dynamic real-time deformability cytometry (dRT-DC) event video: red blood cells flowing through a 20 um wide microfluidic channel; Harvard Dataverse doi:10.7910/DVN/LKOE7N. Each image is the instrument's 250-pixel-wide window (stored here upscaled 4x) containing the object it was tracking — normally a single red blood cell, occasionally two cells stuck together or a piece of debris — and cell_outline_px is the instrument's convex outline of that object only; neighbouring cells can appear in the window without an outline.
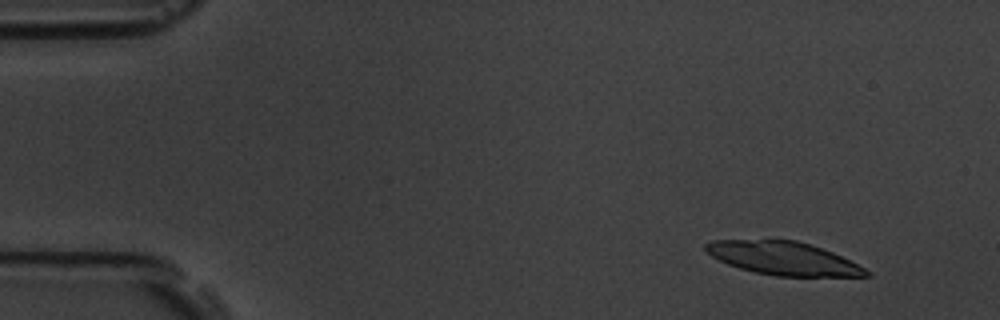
{"species": "common noctule bat (a hibernating species)", "species_latin": "Nyctalus noctula", "temperature_condition": "room temperature", "stored_images_in_passage": 6, "segment_of_instrument_passage": [1, 2], "camera_frame_rate_fps": 3000, "um_per_image_px": 0.085, "animal": {"sex": "male", "body_mass_g": 19.5, "forearm_length_mm": 54.6}, "frame": {"image": 1, "passage_image": 2, "time_ms": 0.333, "image_size_px": [1000, 320], "cell_outline_px": [[872, 276], [776, 276], [756, 272], [740, 268], [728, 264], [712, 256], [704, 248], [704, 244], [712, 240], [796, 240], [832, 252], [864, 268]], "centroid_in_image_um": [66.55, 21.96], "position_along_channel_um": 18.5, "area_um2": 30.46}}